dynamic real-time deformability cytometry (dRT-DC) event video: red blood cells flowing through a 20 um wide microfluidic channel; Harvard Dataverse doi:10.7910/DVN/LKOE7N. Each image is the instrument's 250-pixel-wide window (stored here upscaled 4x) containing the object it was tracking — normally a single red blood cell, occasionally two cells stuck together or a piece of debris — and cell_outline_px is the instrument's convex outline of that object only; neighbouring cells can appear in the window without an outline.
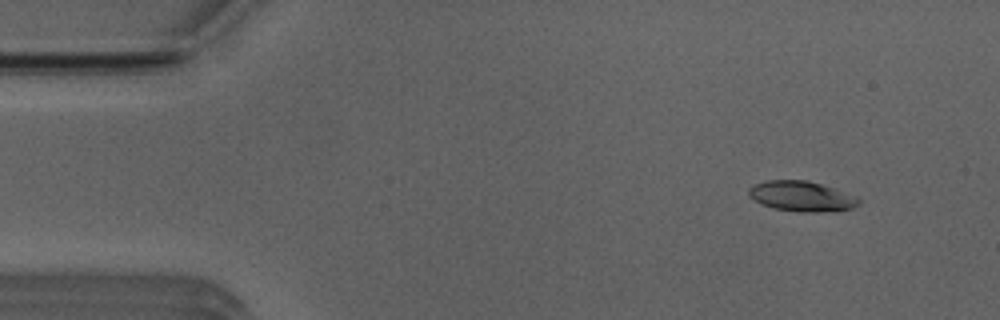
{"species": "Egyptian fruit bat (a non-hibernating species)", "species_latin": "Rousettus aegyptiacus", "temperature_condition": "room temperature", "stored_images_in_passage": 46, "camera_frame_rate_fps": 3000, "um_per_image_px": 0.085, "animal": {"sex": "male"}, "frame": {"image": 1, "passage_image": 2, "time_ms": 0.333, "image_size_px": [1000, 320], "cell_outline_px": [[860, 204], [852, 208], [816, 212], [800, 212], [772, 208], [760, 204], [748, 196], [748, 188], [752, 184], [768, 180], [808, 180], [836, 188], [860, 200]], "centroid_in_image_um": [68.06, 16.67], "position_along_channel_um": 16.9, "area_um2": 19.42}}
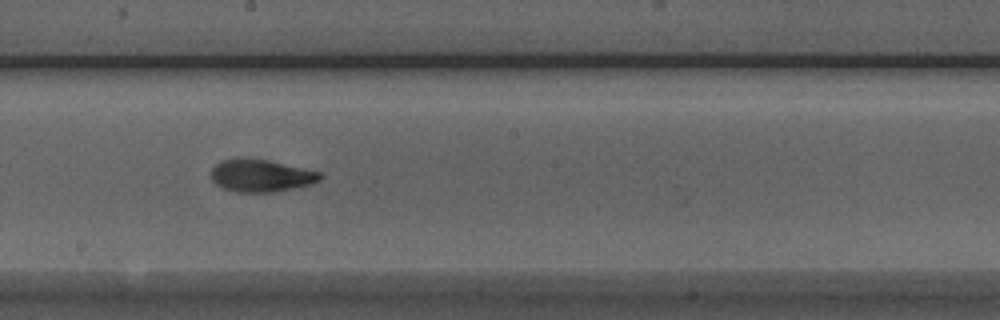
{"frame": {"image": 2, "passage_image": 25, "time_ms": 8.0, "image_size_px": [1000, 320], "cell_outline_px": [[324, 176], [320, 180], [312, 184], [272, 192], [236, 192], [224, 188], [216, 184], [212, 180], [212, 168], [220, 160], [236, 156], [268, 160], [320, 172]], "centroid_in_image_um": [22.16, 14.9], "position_along_channel_um": 226.0, "area_um2": 20.75}}
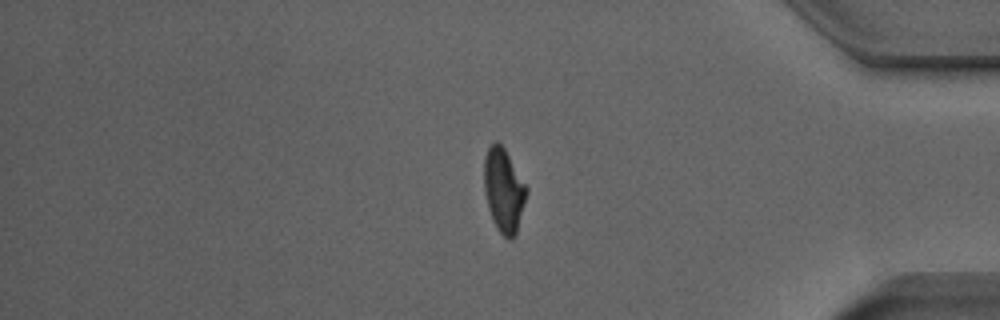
{"frame": {"image": 3, "passage_image": 40, "time_ms": 13.0, "image_size_px": [1000, 320], "cell_outline_px": [[528, 192], [516, 232], [512, 240], [508, 240], [496, 228], [492, 220], [488, 208], [484, 188], [484, 160], [488, 148], [496, 140], [504, 148], [528, 188]], "centroid_in_image_um": [42.81, 16.19], "position_along_channel_um": 392.4, "area_um2": 20.58}, "authors_computed_cell_mechanics": {"area_um2": 20.1722, "velocity_mm_per_s": 3.9306, "shape_relaxation_time_tau1_ms": 5.0616, "shape_relaxation_time_tau2_ms": 1.6544, "deformation_change_tau1": 0.1785, "deformation_change_tau2": 0.0813}}